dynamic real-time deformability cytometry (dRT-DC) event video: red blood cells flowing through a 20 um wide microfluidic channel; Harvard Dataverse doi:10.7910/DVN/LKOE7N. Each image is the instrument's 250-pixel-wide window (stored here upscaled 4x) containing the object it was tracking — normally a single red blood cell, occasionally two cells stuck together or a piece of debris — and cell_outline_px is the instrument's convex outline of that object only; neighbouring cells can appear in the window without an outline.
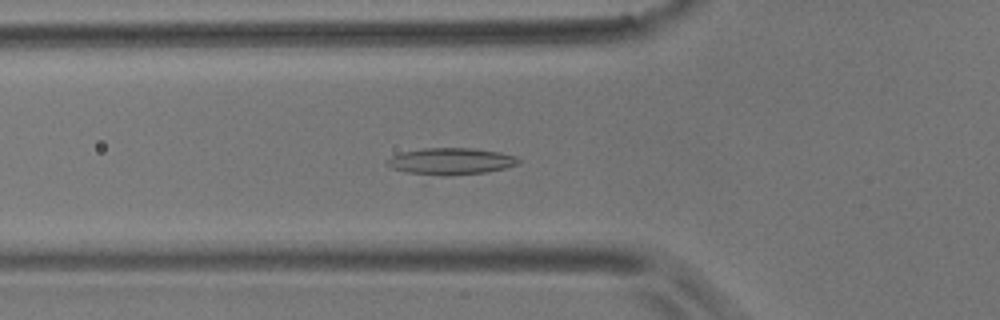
{"species": "common noctule bat (a hibernating species)", "species_latin": "Nyctalus noctula", "temperature_condition": "room temperature", "stored_images_in_passage": 29, "camera_frame_rate_fps": 3000, "um_per_image_px": 0.085, "animal": {"sex": "male", "body_mass_g": 17.9}, "frame": {"image": 1, "passage_image": 7, "time_ms": 2.0, "image_size_px": [1000, 320], "cell_outline_px": [[520, 164], [504, 168], [424, 184], [384, 164], [384, 160], [400, 152], [424, 148], [472, 148], [500, 152], [516, 156], [520, 160]], "centroid_in_image_um": [38.1, 13.85], "position_along_channel_um": 87.7, "area_um2": 23.12}}
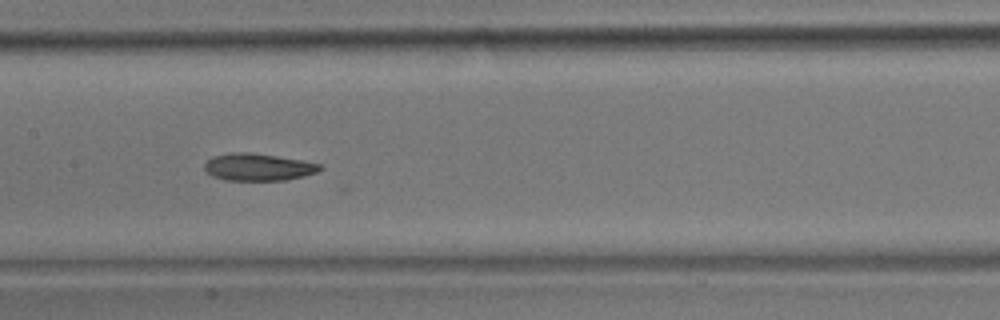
{"frame": {"image": 2, "passage_image": 15, "time_ms": 4.667, "image_size_px": [1000, 320], "cell_outline_px": [[324, 168], [316, 172], [304, 176], [284, 180], [224, 180], [212, 176], [204, 168], [204, 164], [208, 160], [216, 156], [232, 152], [248, 152], [276, 156], [300, 160], [320, 164]], "centroid_in_image_um": [21.94, 14.21], "position_along_channel_um": 185.5, "area_um2": 18.09}}
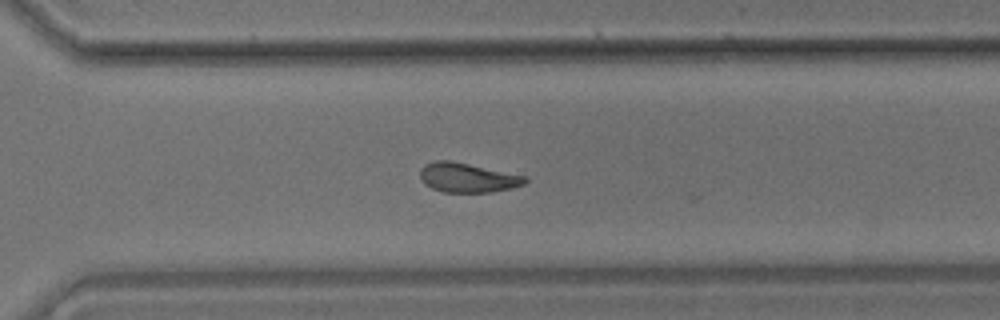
{"frame": {"image": 3, "passage_image": 27, "time_ms": 8.667, "image_size_px": [1000, 320], "cell_outline_px": [[528, 180], [524, 184], [512, 188], [492, 192], [444, 192], [432, 188], [424, 184], [420, 180], [420, 168], [424, 164], [436, 160], [448, 160], [528, 176]], "centroid_in_image_um": [39.73, 15.1], "position_along_channel_um": 330.9, "area_um2": 18.09}}